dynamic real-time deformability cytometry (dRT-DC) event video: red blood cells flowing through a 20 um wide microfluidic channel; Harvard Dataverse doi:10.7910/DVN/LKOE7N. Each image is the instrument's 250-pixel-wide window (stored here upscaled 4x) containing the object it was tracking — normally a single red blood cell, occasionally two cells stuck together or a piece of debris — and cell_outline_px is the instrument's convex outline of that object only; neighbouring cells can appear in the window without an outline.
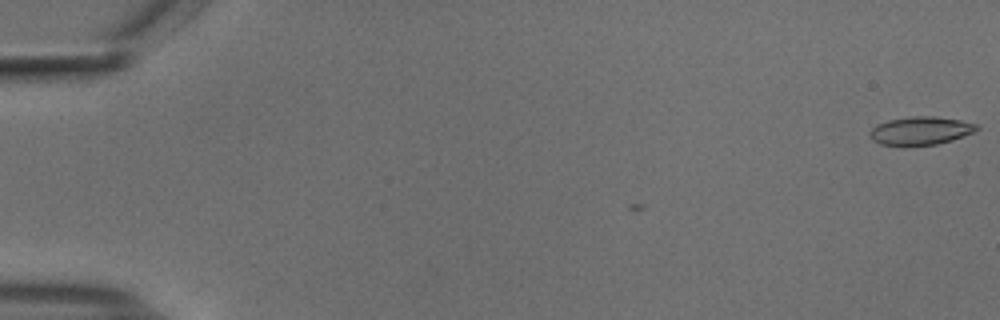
{"species": "common noctule bat (a hibernating species)", "species_latin": "Nyctalus noctula", "temperature_condition": "cold", "stored_images_in_passage": 2, "camera_frame_rate_fps": 3000, "um_per_image_px": 0.085, "animal": {"sex": "male", "body_mass_g": 18.8}, "frame": {"image": 1, "passage_image": 2, "time_ms": 0.333, "image_size_px": [1000, 320], "cell_outline_px": [[980, 128], [964, 136], [952, 140], [936, 144], [904, 148], [880, 144], [872, 140], [868, 132], [876, 124], [888, 120], [912, 116], [932, 116], [960, 120], [976, 124]], "centroid_in_image_um": [78.18, 11.14], "position_along_channel_um": 6.8, "area_um2": 18.03}}